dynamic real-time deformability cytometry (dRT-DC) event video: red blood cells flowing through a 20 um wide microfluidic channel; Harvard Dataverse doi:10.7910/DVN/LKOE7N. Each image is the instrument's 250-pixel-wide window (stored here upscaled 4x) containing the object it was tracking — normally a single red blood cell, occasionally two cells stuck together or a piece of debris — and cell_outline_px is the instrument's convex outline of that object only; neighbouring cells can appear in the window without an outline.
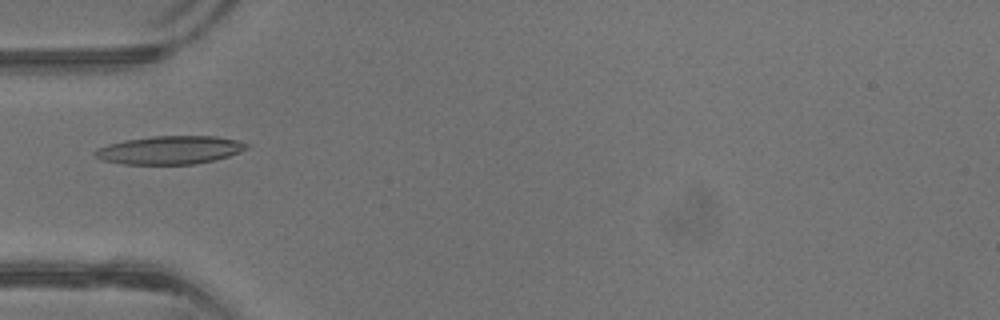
{"species": "common noctule bat (a hibernating species)", "species_latin": "Nyctalus noctula", "temperature_condition": "warm", "stored_images_in_passage": 42, "camera_frame_rate_fps": 3000, "um_per_image_px": 0.085, "animal": {"sex": "male", "body_mass_g": 13.3}, "frame": {"image": 1, "passage_image": 14, "time_ms": 4.333, "image_size_px": [1000, 320], "cell_outline_px": [[248, 148], [240, 152], [216, 160], [196, 164], [120, 164], [100, 160], [92, 152], [96, 148], [108, 144], [124, 140], [152, 136], [216, 136], [236, 140], [248, 144]], "centroid_in_image_um": [14.4, 12.76], "position_along_channel_um": 70.6, "area_um2": 25.14}}
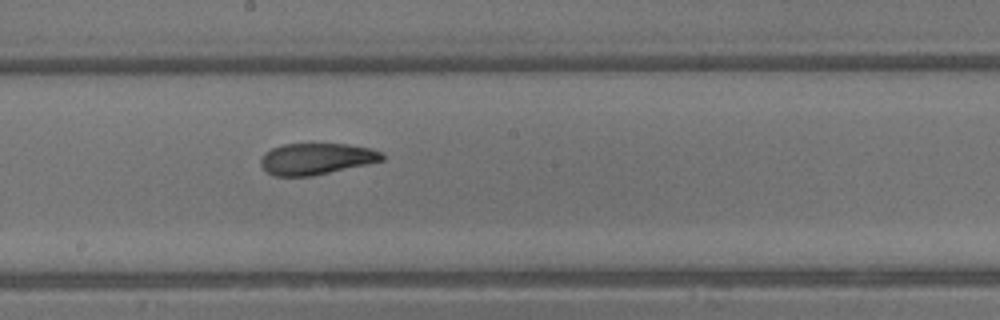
{"frame": {"image": 2, "passage_image": 23, "time_ms": 7.333, "image_size_px": [1000, 320], "cell_outline_px": [[384, 160], [368, 164], [312, 176], [272, 176], [260, 164], [260, 160], [264, 152], [272, 148], [284, 144], [348, 144], [368, 148], [380, 152], [384, 156]], "centroid_in_image_um": [26.86, 13.5], "position_along_channel_um": 221.3, "area_um2": 22.14}}
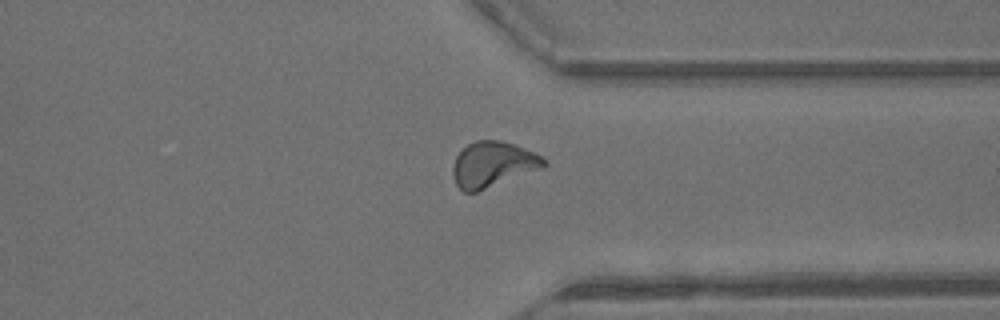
{"frame": {"image": 3, "passage_image": 32, "time_ms": 10.333, "image_size_px": [1000, 320], "cell_outline_px": [[548, 164], [544, 168], [476, 192], [464, 192], [456, 184], [452, 176], [452, 168], [456, 156], [468, 144], [476, 140], [500, 140], [516, 144], [548, 160]], "centroid_in_image_um": [41.91, 13.97], "position_along_channel_um": 369.5, "area_um2": 24.22}, "authors_computed_cell_mechanics": {"area_um2": 23.1778, "velocity_mm_per_s": 4.9917, "shape_relaxation_time_tau1_ms": 3.8889, "shape_relaxation_time_tau2_ms": 1.6852, "deformation_change_tau1": 0.1602, "deformation_change_tau2": 0.0877}}